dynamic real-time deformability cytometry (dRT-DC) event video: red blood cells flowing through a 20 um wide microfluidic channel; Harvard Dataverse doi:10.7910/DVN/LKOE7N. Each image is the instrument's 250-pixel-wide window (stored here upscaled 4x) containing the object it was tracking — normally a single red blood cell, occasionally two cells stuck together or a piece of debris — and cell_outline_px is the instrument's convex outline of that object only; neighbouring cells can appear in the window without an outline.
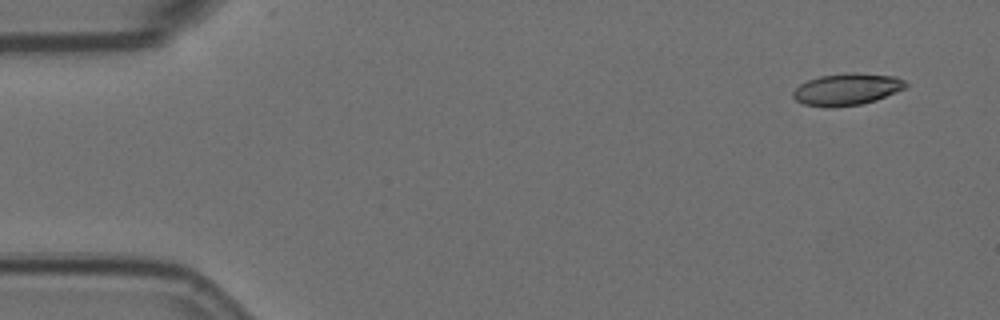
{"species": "Egyptian fruit bat (a non-hibernating species)", "species_latin": "Rousettus aegyptiacus", "temperature_condition": "room temperature", "stored_images_in_passage": 4, "camera_frame_rate_fps": 3000, "um_per_image_px": 0.085, "animal": {"sex": "female"}, "frame": {"image": 1, "passage_image": 1, "time_ms": 0.0, "image_size_px": [1000, 320], "cell_outline_px": [[908, 88], [876, 100], [860, 104], [836, 108], [828, 108], [804, 104], [796, 100], [792, 96], [792, 92], [800, 84], [808, 80], [820, 76], [852, 72], [896, 76], [904, 80], [908, 84]], "centroid_in_image_um": [72.01, 7.6], "position_along_channel_um": 13.0, "area_um2": 21.15}}
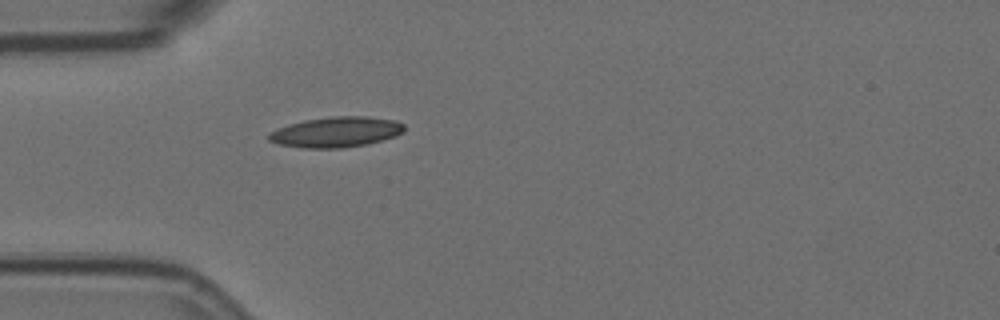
{"frame": {"image": 2, "passage_image": 4, "time_ms": 1.0, "image_size_px": [1000, 320], "cell_outline_px": [[404, 132], [396, 136], [368, 144], [344, 148], [304, 148], [280, 144], [268, 140], [268, 132], [276, 128], [304, 120], [332, 116], [368, 116], [396, 120], [404, 124]], "centroid_in_image_um": [28.59, 11.22], "position_along_channel_um": 56.4, "area_um2": 24.22}}